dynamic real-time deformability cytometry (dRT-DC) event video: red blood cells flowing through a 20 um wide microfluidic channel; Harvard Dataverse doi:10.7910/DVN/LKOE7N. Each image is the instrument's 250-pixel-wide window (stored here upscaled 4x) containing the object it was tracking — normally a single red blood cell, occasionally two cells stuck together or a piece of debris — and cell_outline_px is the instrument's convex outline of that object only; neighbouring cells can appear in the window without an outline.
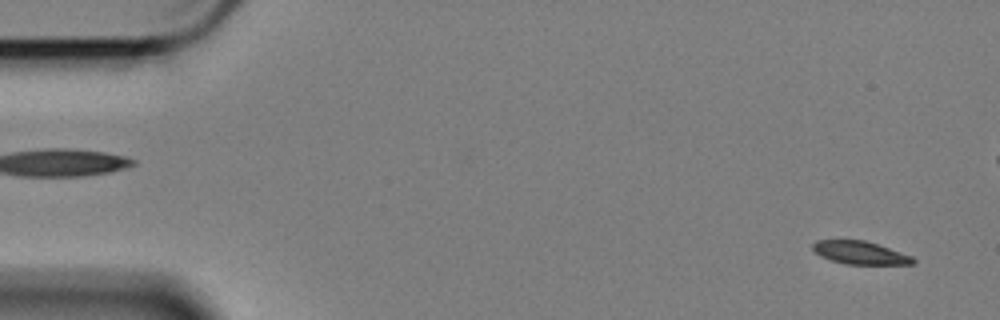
{"species": "Egyptian fruit bat (a non-hibernating species)", "species_latin": "Rousettus aegyptiacus", "temperature_condition": "cold", "stored_images_in_passage": 60, "camera_frame_rate_fps": 3000, "um_per_image_px": 0.085, "animal": {"sex": "female"}, "frame": {"image": 1, "passage_image": 3, "time_ms": 0.667, "image_size_px": [1000, 320], "cell_outline_px": [[916, 264], [844, 264], [820, 256], [812, 248], [812, 244], [816, 240], [864, 240], [912, 256], [916, 260]], "centroid_in_image_um": [73.1, 21.49], "position_along_channel_um": 11.9, "area_um2": 13.29}}
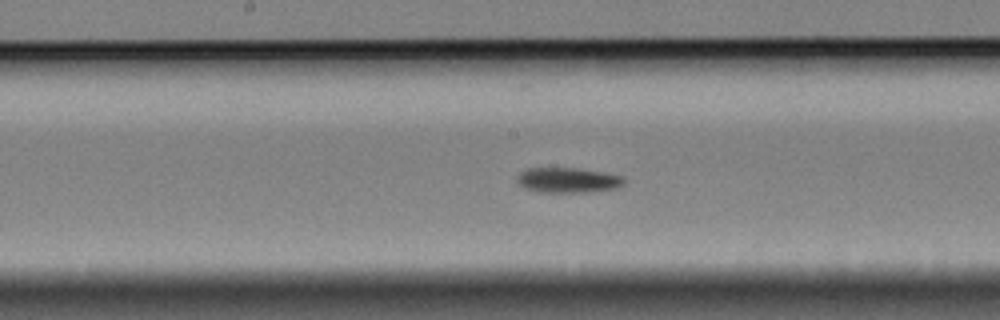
{"frame": {"image": 2, "passage_image": 30, "time_ms": 9.667, "image_size_px": [1000, 320], "cell_outline_px": [[624, 184], [616, 188], [588, 192], [536, 192], [524, 188], [516, 180], [516, 176], [520, 172], [528, 168], [580, 168], [624, 176]], "centroid_in_image_um": [48.25, 15.31], "position_along_channel_um": 199.9, "area_um2": 15.78}}
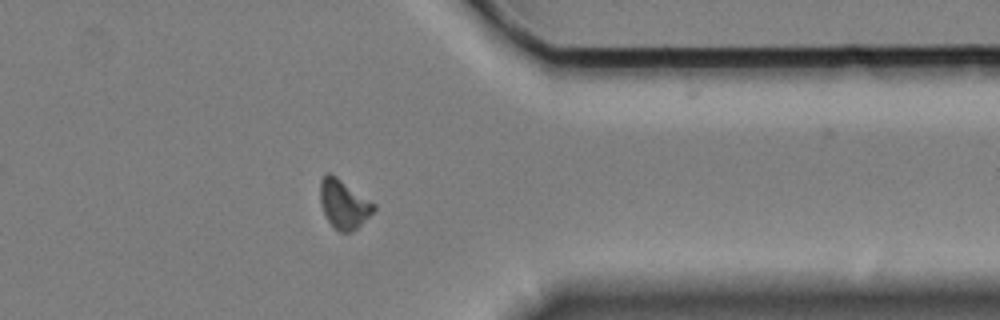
{"frame": {"image": 3, "passage_image": 47, "time_ms": 15.333, "image_size_px": [1000, 320], "cell_outline_px": [[376, 208], [356, 228], [348, 232], [340, 232], [328, 220], [324, 212], [320, 200], [320, 180], [328, 172], [336, 176], [376, 204]], "centroid_in_image_um": [29.21, 17.32], "position_along_channel_um": 382.2, "area_um2": 14.85}, "authors_computed_cell_mechanics": {"area_um2": 15.2592, "velocity_mm_per_s": 3.3823, "shape_relaxation_time_tau1_ms": 7.7716, "shape_relaxation_time_tau2_ms": 2.3848, "deformation_change_tau1": 0.1849, "deformation_change_tau2": 0.0824}}